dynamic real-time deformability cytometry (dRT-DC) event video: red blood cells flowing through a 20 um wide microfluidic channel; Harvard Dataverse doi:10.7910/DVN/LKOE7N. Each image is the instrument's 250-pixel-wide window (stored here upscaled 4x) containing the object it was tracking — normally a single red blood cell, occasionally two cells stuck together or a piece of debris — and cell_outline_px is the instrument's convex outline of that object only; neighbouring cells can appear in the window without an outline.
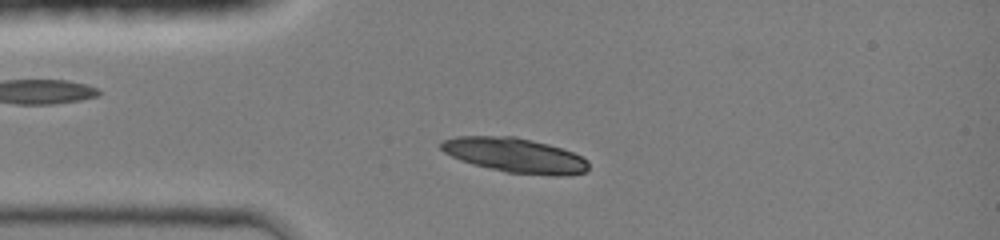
{"species": "common noctule bat (a hibernating species)", "species_latin": "Nyctalus noctula", "temperature_condition": "room temperature", "stored_images_in_passage": 38, "camera_frame_rate_fps": 3000, "um_per_image_px": 0.085, "animal": {"sex": "female", "body_mass_g": 19.0, "forearm_length_mm": 51.5}, "frame": {"image": 1, "passage_image": 7, "time_ms": 2.0, "image_size_px": [1000, 240], "cell_outline_px": [[588, 168], [584, 172], [564, 176], [552, 176], [508, 172], [472, 164], [460, 160], [444, 152], [440, 148], [440, 144], [444, 140], [456, 136], [516, 136], [548, 144], [572, 152], [588, 160]], "centroid_in_image_um": [43.77, 13.19], "position_along_channel_um": 41.2, "area_um2": 29.65}}
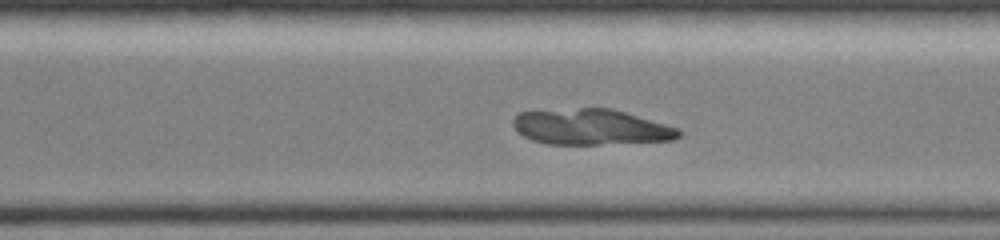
{"frame": {"image": 2, "passage_image": 28, "time_ms": 9.0, "image_size_px": [1000, 240], "cell_outline_px": [[680, 136], [672, 140], [600, 144], [548, 144], [532, 140], [524, 136], [512, 124], [512, 116], [520, 112], [580, 108], [612, 108], [680, 128]], "centroid_in_image_um": [50.23, 10.79], "position_along_channel_um": 320.4, "area_um2": 34.39}}